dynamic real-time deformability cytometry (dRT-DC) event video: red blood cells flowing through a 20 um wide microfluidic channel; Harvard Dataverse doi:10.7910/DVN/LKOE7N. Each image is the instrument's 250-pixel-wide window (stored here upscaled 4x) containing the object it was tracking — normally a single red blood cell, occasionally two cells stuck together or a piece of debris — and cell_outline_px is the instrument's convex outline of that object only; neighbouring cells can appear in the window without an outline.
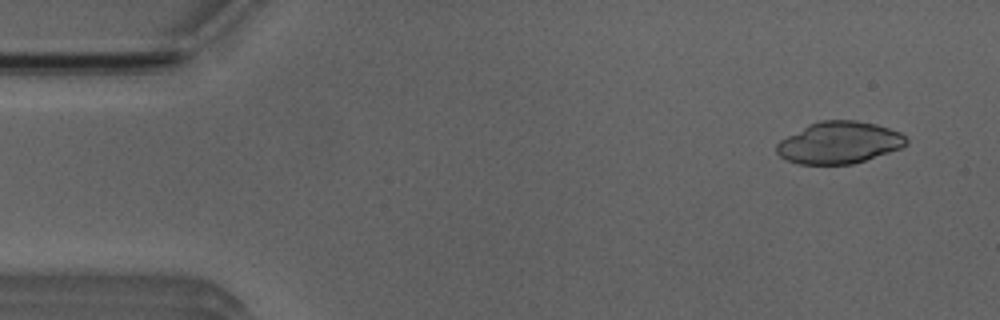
{"species": "Egyptian fruit bat (a non-hibernating species)", "species_latin": "Rousettus aegyptiacus", "temperature_condition": "room temperature", "stored_images_in_passage": 4, "camera_frame_rate_fps": 3000, "um_per_image_px": 0.085, "animal": {"sex": "male"}, "frame": {"image": 1, "passage_image": 1, "time_ms": 0.0, "image_size_px": [1000, 320], "cell_outline_px": [[908, 140], [900, 148], [852, 164], [796, 164], [780, 156], [776, 152], [776, 144], [780, 140], [808, 124], [820, 120], [856, 120], [876, 124], [900, 132]], "centroid_in_image_um": [71.28, 12.12], "position_along_channel_um": 13.7, "area_um2": 31.44}}